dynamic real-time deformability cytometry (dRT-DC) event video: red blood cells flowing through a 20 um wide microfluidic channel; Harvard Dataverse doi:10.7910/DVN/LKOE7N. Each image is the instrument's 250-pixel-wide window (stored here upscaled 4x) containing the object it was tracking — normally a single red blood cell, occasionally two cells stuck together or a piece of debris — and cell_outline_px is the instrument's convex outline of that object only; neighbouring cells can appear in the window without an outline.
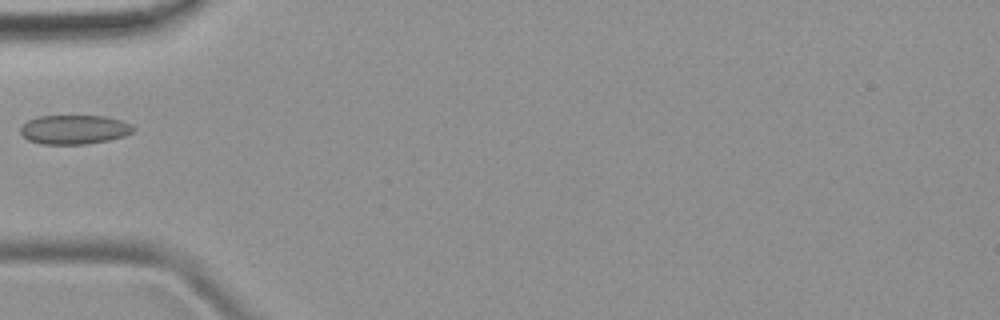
{"species": "common noctule bat (a hibernating species)", "species_latin": "Nyctalus noctula", "temperature_condition": "room temperature", "stored_images_in_passage": 2, "camera_frame_rate_fps": 3000, "um_per_image_px": 0.085, "animal": {"sex": "female", "body_mass_g": 19.9}, "frame": {"image": 1, "passage_image": 2, "time_ms": 1.333, "image_size_px": [1000, 320], "cell_outline_px": [[136, 128], [132, 132], [124, 136], [108, 140], [88, 144], [40, 144], [28, 140], [20, 132], [20, 128], [28, 120], [48, 104], [104, 116], [120, 120], [132, 124]], "centroid_in_image_um": [6.16, 10.8], "position_along_channel_um": 78.8, "area_um2": 22.37}}